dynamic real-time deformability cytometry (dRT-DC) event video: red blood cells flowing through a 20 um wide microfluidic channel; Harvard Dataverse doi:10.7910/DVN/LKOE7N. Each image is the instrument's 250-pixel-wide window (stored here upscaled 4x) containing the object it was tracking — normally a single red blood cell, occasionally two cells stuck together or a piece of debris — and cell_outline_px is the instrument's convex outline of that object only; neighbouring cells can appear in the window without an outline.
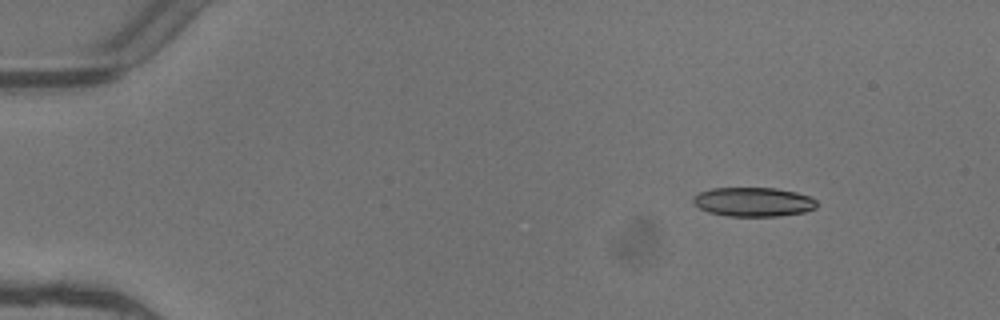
{"species": "common noctule bat (a hibernating species)", "species_latin": "Nyctalus noctula", "temperature_condition": "warm", "stored_images_in_passage": 6, "camera_frame_rate_fps": 3000, "um_per_image_px": 0.085, "animal": {"sex": "female"}, "frame": {"image": 1, "passage_image": 2, "time_ms": 0.333, "image_size_px": [1000, 320], "cell_outline_px": [[816, 208], [804, 212], [780, 216], [728, 216], [708, 212], [692, 204], [692, 196], [700, 192], [712, 188], [776, 188], [796, 192], [808, 196], [816, 200]], "centroid_in_image_um": [64.0, 17.16], "position_along_channel_um": 21.0, "area_um2": 21.1}}
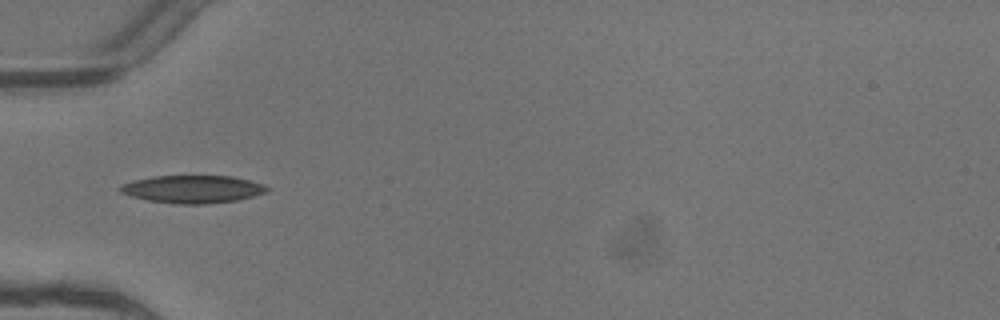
{"frame": {"image": 2, "passage_image": 5, "time_ms": 1.333, "image_size_px": [1000, 320], "cell_outline_px": [[268, 192], [236, 200], [208, 204], [176, 204], [148, 200], [132, 196], [120, 192], [116, 188], [120, 184], [152, 176], [232, 176], [264, 184], [268, 188]], "centroid_in_image_um": [16.35, 16.08], "position_along_channel_um": 68.7, "area_um2": 23.7}}
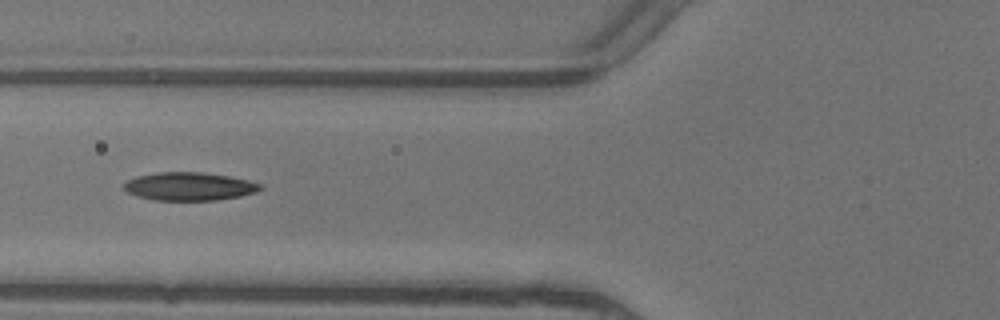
{"frame": {"image": 3, "passage_image": 6, "time_ms": 1.667, "image_size_px": [1000, 320], "cell_outline_px": [[264, 188], [256, 192], [240, 196], [216, 200], [152, 200], [136, 196], [128, 192], [124, 188], [124, 184], [128, 180], [136, 176], [156, 172], [200, 172], [228, 176], [248, 180], [260, 184]], "centroid_in_image_um": [16.08, 15.84], "position_along_channel_um": 109.7, "area_um2": 22.37}}